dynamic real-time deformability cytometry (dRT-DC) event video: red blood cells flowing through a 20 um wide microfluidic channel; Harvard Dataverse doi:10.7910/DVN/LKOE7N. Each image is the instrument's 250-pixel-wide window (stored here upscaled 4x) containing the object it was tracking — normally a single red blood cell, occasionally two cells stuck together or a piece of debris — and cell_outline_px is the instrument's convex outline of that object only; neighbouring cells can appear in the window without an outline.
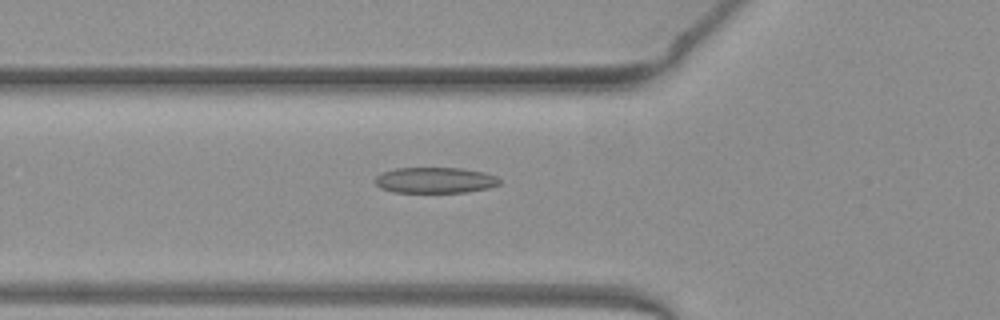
{"species": "common noctule bat (a hibernating species)", "species_latin": "Nyctalus noctula", "temperature_condition": "warm", "stored_images_in_passage": 44, "camera_frame_rate_fps": 3000, "um_per_image_px": 0.085, "animal": {"sex": "female", "body_mass_g": 19.3, "forearm_length_mm": 54.1}, "frame": {"image": 1, "passage_image": 11, "time_ms": 3.333, "image_size_px": [1000, 320], "cell_outline_px": [[500, 184], [488, 188], [464, 192], [392, 192], [380, 188], [372, 180], [376, 176], [384, 172], [396, 168], [460, 168], [484, 172], [496, 176], [500, 180]], "centroid_in_image_um": [36.96, 15.32], "position_along_channel_um": 88.8, "area_um2": 18.73}}
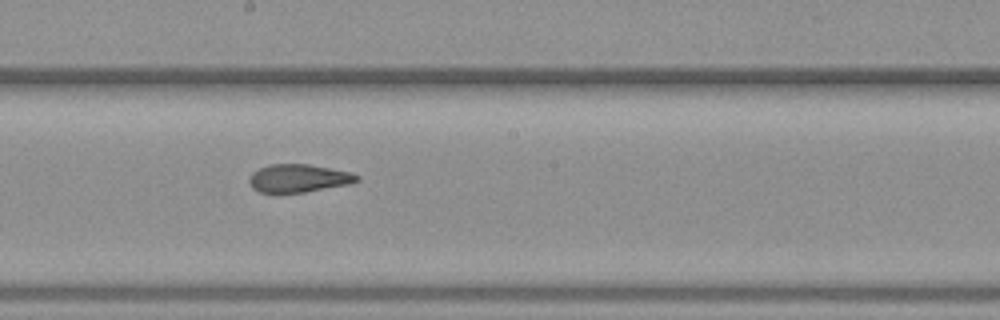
{"frame": {"image": 2, "passage_image": 21, "time_ms": 6.667, "image_size_px": [1000, 320], "cell_outline_px": [[360, 180], [348, 184], [304, 192], [276, 196], [260, 192], [252, 188], [248, 180], [252, 172], [260, 168], [272, 164], [308, 164], [352, 172], [360, 176]], "centroid_in_image_um": [25.33, 15.19], "position_along_channel_um": 222.9, "area_um2": 18.09}}
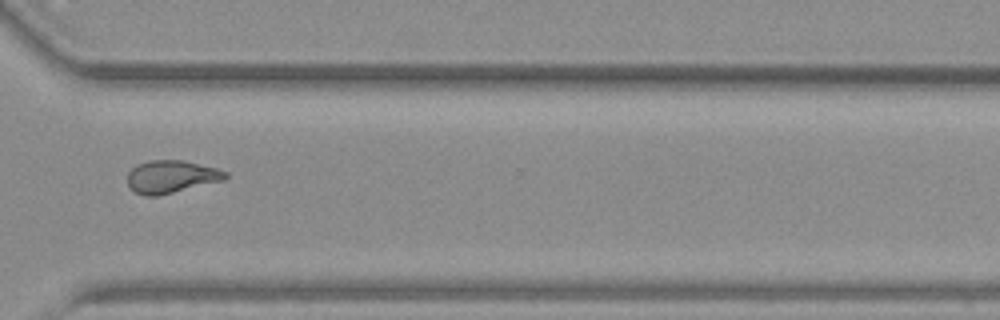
{"frame": {"image": 3, "passage_image": 31, "time_ms": 10.0, "image_size_px": [1000, 320], "cell_outline_px": [[228, 176], [224, 180], [156, 196], [144, 196], [136, 192], [128, 184], [128, 172], [136, 164], [148, 160], [184, 160], [216, 168], [228, 172]], "centroid_in_image_um": [14.55, 15.0], "position_along_channel_um": 356.0, "area_um2": 18.55}, "authors_computed_cell_mechanics": {"area_um2": 18.496, "velocity_mm_per_s": 3.9955, "shape_relaxation_time_tau1_ms": null, "shape_relaxation_time_tau2_ms": 1.7779, "deformation_change_tau1": null, "deformation_change_tau2": 0.0964}}